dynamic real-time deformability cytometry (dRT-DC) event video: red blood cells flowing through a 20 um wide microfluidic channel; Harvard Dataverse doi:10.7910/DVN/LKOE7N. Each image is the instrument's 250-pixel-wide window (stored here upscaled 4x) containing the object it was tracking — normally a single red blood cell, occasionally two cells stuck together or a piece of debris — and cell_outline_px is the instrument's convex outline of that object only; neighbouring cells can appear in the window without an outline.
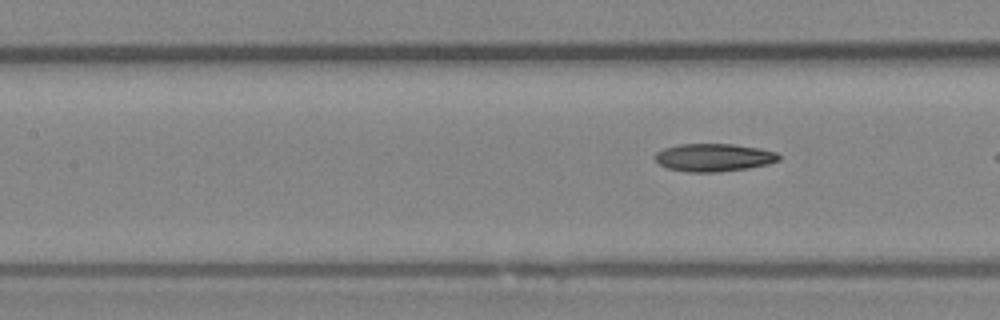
{"species": "Egyptian fruit bat (a non-hibernating species)", "species_latin": "Rousettus aegyptiacus", "temperature_condition": "room temperature", "stored_images_in_passage": 4, "segment_of_instrument_passage": [2, 2], "camera_frame_rate_fps": 3000, "um_per_image_px": 0.085, "animal": {"sex": "female"}, "frame": {"image": 1, "passage_image": 4, "time_ms": 1.0, "image_size_px": [1000, 320], "cell_outline_px": [[780, 160], [768, 164], [748, 168], [720, 172], [688, 172], [668, 168], [660, 164], [652, 156], [656, 152], [664, 148], [680, 144], [732, 144], [760, 148], [776, 152], [780, 156]], "centroid_in_image_um": [60.67, 13.39], "position_along_channel_um": 146.7, "area_um2": 20.17}}